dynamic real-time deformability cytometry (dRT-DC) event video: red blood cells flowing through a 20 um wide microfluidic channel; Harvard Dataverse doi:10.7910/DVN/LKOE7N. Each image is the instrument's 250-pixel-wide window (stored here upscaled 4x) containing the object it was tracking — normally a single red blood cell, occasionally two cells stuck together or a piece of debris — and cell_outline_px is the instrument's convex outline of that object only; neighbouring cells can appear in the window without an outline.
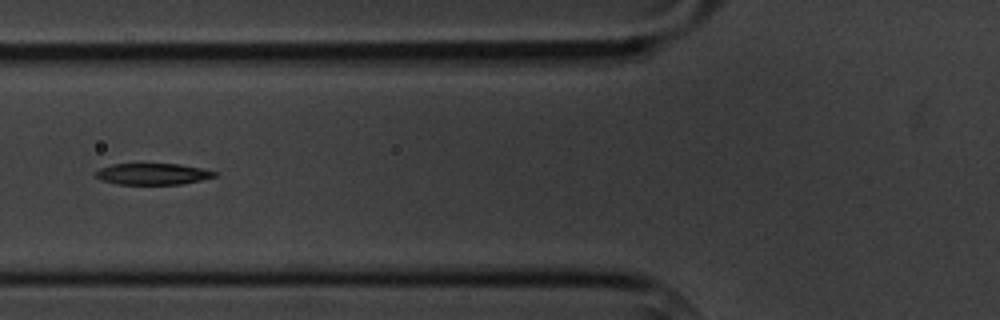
{"species": "common noctule bat (a hibernating species)", "species_latin": "Nyctalus noctula", "temperature_condition": "cold", "stored_images_in_passage": 11, "camera_frame_rate_fps": 3000, "um_per_image_px": 0.085, "animal": {"sex": "male", "body_mass_g": 20.1, "forearm_length_mm": 53.5}, "frame": {"image": 1, "passage_image": 2, "time_ms": 1.0, "image_size_px": [1000, 320], "cell_outline_px": [[220, 172], [216, 176], [200, 180], [180, 184], [116, 184], [100, 180], [92, 172], [100, 168], [112, 164], [180, 164]], "centroid_in_image_um": [12.95, 14.78], "position_along_channel_um": 112.9, "area_um2": 14.85}}
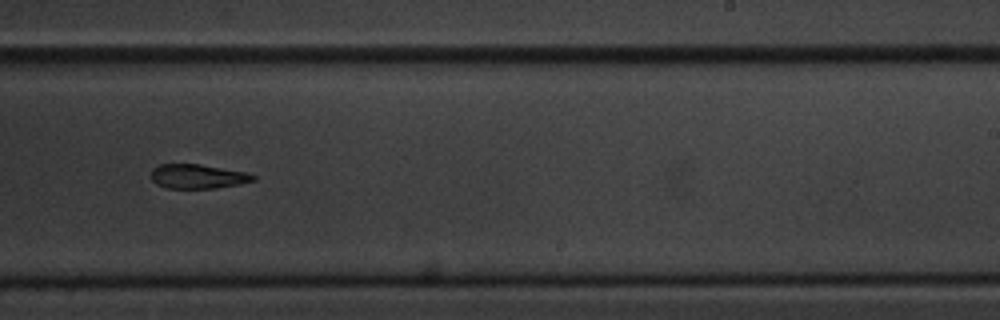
{"frame": {"image": 2, "passage_image": 6, "time_ms": 5.667, "image_size_px": [1000, 320], "cell_outline_px": [[256, 180], [240, 184], [216, 188], [164, 188], [156, 184], [152, 180], [152, 168], [160, 164], [200, 164], [248, 172], [256, 176]], "centroid_in_image_um": [16.83, 14.99], "position_along_channel_um": 272.2, "area_um2": 14.62}}
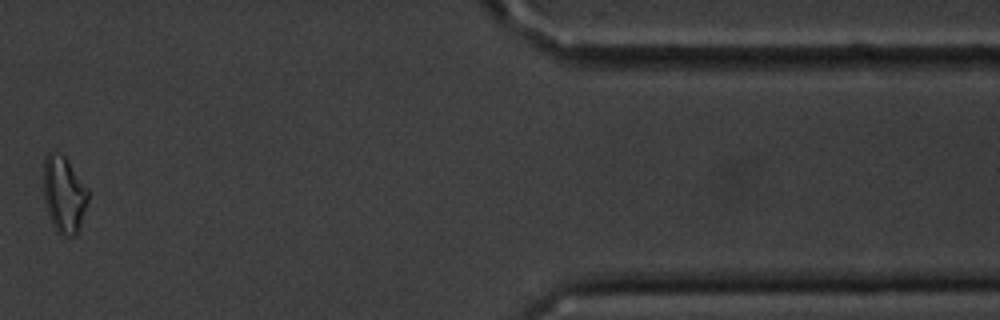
{"frame": {"image": 3, "passage_image": 10, "time_ms": 11.0, "image_size_px": [1000, 320], "cell_outline_px": [[88, 200], [80, 224], [76, 232], [72, 236], [64, 236], [52, 224], [44, 200], [44, 160], [48, 152], [52, 152], [64, 156], [88, 188]], "centroid_in_image_um": [5.43, 16.51], "position_along_channel_um": 406.0, "area_um2": 19.36}}